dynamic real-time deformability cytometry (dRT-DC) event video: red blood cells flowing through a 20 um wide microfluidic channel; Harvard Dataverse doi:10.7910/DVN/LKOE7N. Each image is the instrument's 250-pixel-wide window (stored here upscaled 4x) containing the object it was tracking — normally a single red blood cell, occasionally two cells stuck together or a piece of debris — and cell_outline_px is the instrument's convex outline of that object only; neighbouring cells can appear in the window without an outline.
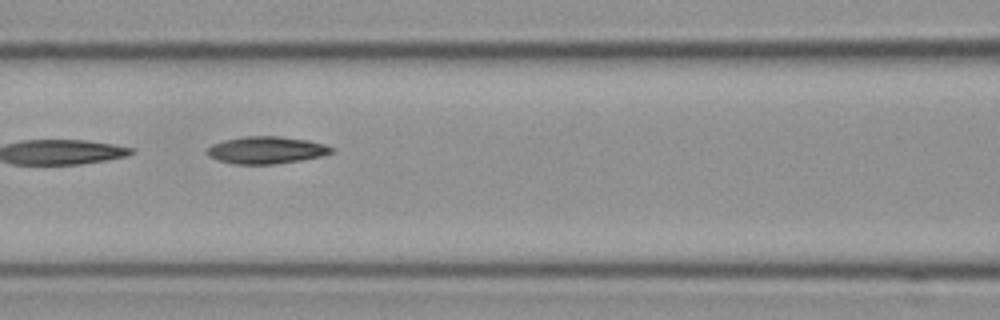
{"species": "Egyptian fruit bat (a non-hibernating species)", "species_latin": "Rousettus aegyptiacus", "temperature_condition": "cold", "stored_images_in_passage": 10, "segment_of_instrument_passage": [2, 2], "camera_frame_rate_fps": 3000, "um_per_image_px": 0.085, "frame": {"image": 1, "passage_image": 7, "time_ms": 2.0, "image_size_px": [1000, 320], "cell_outline_px": [[336, 148], [332, 152], [320, 156], [300, 160], [276, 164], [236, 164], [216, 160], [208, 156], [204, 152], [212, 144], [224, 140], [244, 136], [280, 136], [308, 140], [324, 144]], "centroid_in_image_um": [22.61, 12.75], "position_along_channel_um": 144.0, "area_um2": 19.83}}